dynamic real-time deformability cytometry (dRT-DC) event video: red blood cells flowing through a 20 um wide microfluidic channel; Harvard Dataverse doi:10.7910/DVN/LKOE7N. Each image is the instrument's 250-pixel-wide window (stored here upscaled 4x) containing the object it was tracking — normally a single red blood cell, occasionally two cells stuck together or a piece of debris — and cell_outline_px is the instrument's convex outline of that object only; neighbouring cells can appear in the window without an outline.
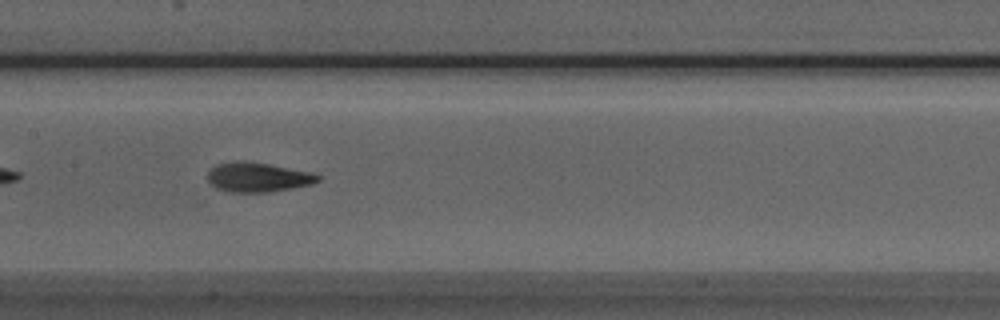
{"species": "Egyptian fruit bat (a non-hibernating species)", "species_latin": "Rousettus aegyptiacus", "temperature_condition": "room temperature", "stored_images_in_passage": 37, "camera_frame_rate_fps": 3000, "um_per_image_px": 0.085, "animal": {"sex": "male"}, "frame": {"image": 1, "passage_image": 11, "time_ms": 3.333, "image_size_px": [1000, 320], "cell_outline_px": [[320, 180], [312, 184], [272, 192], [228, 192], [216, 188], [208, 180], [208, 172], [216, 164], [236, 160], [268, 164], [308, 172], [320, 176]], "centroid_in_image_um": [21.88, 15.07], "position_along_channel_um": 185.5, "area_um2": 18.79}}
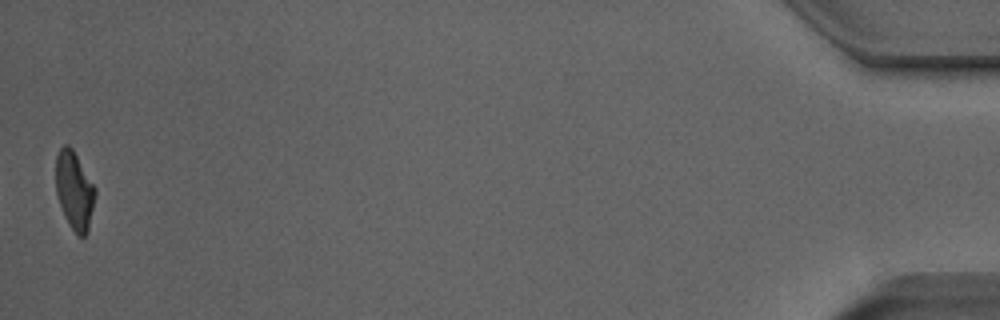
{"frame": {"image": 2, "passage_image": 37, "time_ms": 12.0, "image_size_px": [1000, 320], "cell_outline_px": [[96, 192], [88, 232], [84, 236], [80, 236], [72, 228], [64, 216], [56, 192], [56, 156], [60, 148], [64, 144], [68, 144], [72, 148], [96, 188]], "centroid_in_image_um": [6.32, 16.17], "position_along_channel_um": 428.9, "area_um2": 17.74}, "authors_computed_cell_mechanics": {"area_um2": 18.6694, "velocity_mm_per_s": 3.9917, "shape_relaxation_time_tau1_ms": 3.9529, "shape_relaxation_time_tau2_ms": 2.4468, "deformation_change_tau1": 0.1749, "deformation_change_tau2": 0.0998}}